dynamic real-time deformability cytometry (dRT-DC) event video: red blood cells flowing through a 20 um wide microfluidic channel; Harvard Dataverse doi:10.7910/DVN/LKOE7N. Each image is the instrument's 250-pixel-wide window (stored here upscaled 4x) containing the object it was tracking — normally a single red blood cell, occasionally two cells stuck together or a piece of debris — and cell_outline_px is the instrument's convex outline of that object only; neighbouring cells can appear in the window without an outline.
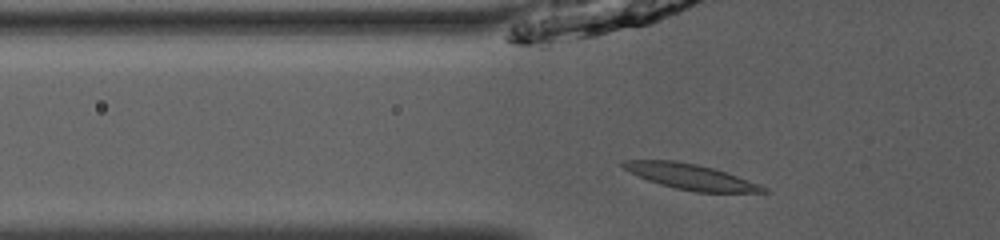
{"species": "common noctule bat (a hibernating species)", "species_latin": "Nyctalus noctula", "temperature_condition": "room temperature", "stored_images_in_passage": 36, "camera_frame_rate_fps": 3000, "um_per_image_px": 0.085, "animal": {"sex": "male", "body_mass_g": 13.0, "forearm_length_mm": 53.1}, "frame": {"image": 1, "passage_image": 3, "time_ms": 0.667, "image_size_px": [1000, 240], "cell_outline_px": [[768, 192], [696, 192], [676, 188], [660, 184], [648, 180], [624, 168], [620, 164], [624, 160], [672, 160], [696, 164], [712, 168], [736, 176], [768, 188]], "centroid_in_image_um": [58.68, 15.02], "position_along_channel_um": 67.1, "area_um2": 20.23}}
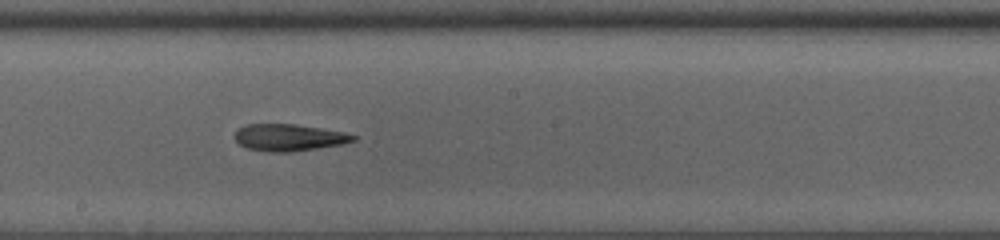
{"frame": {"image": 2, "passage_image": 15, "time_ms": 4.667, "image_size_px": [1000, 240], "cell_outline_px": [[356, 140], [340, 144], [292, 152], [268, 152], [248, 148], [240, 144], [236, 140], [236, 132], [244, 124], [296, 124], [344, 132], [356, 136]], "centroid_in_image_um": [24.55, 11.68], "position_along_channel_um": 223.6, "area_um2": 18.32}}
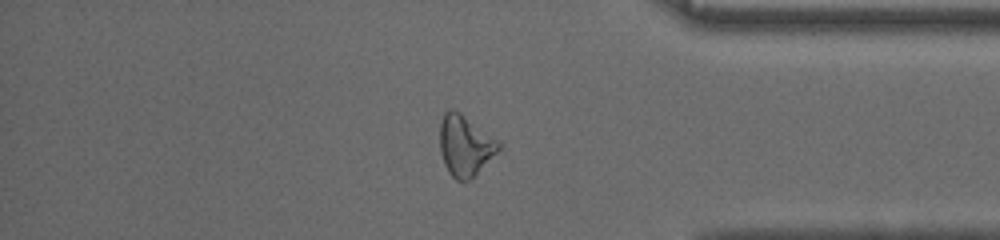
{"frame": {"image": 3, "passage_image": 29, "time_ms": 9.333, "image_size_px": [1000, 240], "cell_outline_px": [[500, 148], [464, 184], [456, 180], [448, 172], [444, 164], [440, 152], [440, 124], [444, 112], [448, 108], [452, 108], [460, 112], [500, 140]], "centroid_in_image_um": [39.5, 12.34], "position_along_channel_um": 395.7, "area_um2": 20.81}, "authors_computed_cell_mechanics": {"area_um2": 19.2763, "velocity_mm_per_s": 3.9521, "shape_relaxation_time_tau1_ms": null, "shape_relaxation_time_tau2_ms": 6.6149, "deformation_change_tau1": null, "deformation_change_tau2": 0.2032}}